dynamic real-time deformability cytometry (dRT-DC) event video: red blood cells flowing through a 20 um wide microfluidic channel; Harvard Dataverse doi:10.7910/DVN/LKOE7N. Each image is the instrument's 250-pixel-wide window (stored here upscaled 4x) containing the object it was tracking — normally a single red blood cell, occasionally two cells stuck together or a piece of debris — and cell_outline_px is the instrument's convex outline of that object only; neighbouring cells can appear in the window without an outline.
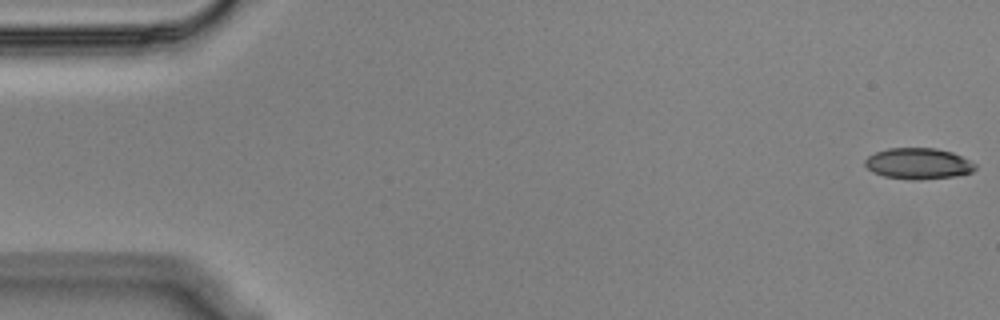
{"species": "Egyptian fruit bat (a non-hibernating species)", "species_latin": "Rousettus aegyptiacus", "temperature_condition": "cold", "stored_images_in_passage": 56, "camera_frame_rate_fps": 3000, "um_per_image_px": 0.085, "animal": {"sex": "male"}, "frame": {"image": 1, "passage_image": 1, "time_ms": 0.0, "image_size_px": [1000, 320], "cell_outline_px": [[976, 168], [972, 172], [956, 176], [916, 180], [912, 180], [884, 176], [872, 172], [864, 164], [864, 160], [868, 156], [876, 152], [888, 148], [936, 148], [952, 152], [976, 164]], "centroid_in_image_um": [78.04, 13.9], "position_along_channel_um": 7.0, "area_um2": 19.94}}
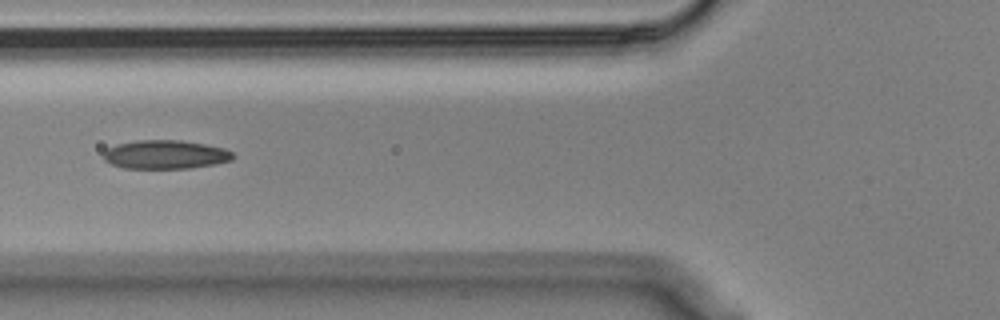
{"frame": {"image": 2, "passage_image": 21, "time_ms": 6.667, "image_size_px": [1000, 320], "cell_outline_px": [[236, 156], [232, 160], [192, 168], [124, 168], [112, 164], [104, 160], [104, 152], [108, 148], [116, 144], [136, 140], [180, 140], [204, 144], [224, 148], [232, 152]], "centroid_in_image_um": [14.06, 13.13], "position_along_channel_um": 111.7, "area_um2": 21.62}}
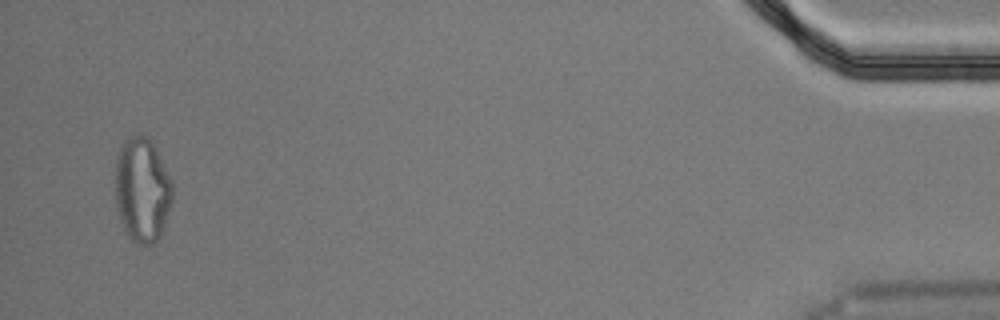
{"frame": {"image": 3, "passage_image": 54, "time_ms": 17.667, "image_size_px": [1000, 320], "cell_outline_px": [[172, 200], [164, 228], [160, 236], [152, 244], [136, 244], [128, 236], [120, 220], [116, 204], [116, 156], [124, 140], [128, 136], [148, 136], [172, 180]], "centroid_in_image_um": [12.08, 16.16], "position_along_channel_um": 423.1, "area_um2": 34.74}, "authors_computed_cell_mechanics": {"area_um2": 21.5883, "velocity_mm_per_s": 3.5819, "shape_relaxation_time_tau1_ms": null, "shape_relaxation_time_tau2_ms": 4.3354, "deformation_change_tau1": null, "deformation_change_tau2": 0.1256}}